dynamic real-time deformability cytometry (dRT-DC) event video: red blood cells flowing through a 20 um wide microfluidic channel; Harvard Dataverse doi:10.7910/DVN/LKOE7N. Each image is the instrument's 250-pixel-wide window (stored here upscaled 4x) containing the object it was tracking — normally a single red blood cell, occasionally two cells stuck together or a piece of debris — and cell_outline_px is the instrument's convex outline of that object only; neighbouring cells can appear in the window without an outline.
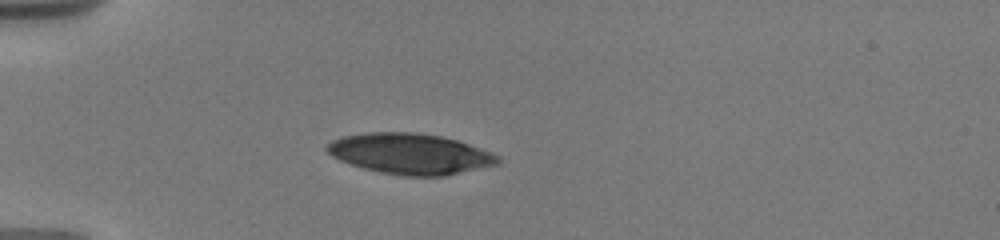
{"species": "human", "species_latin": "Homo sapiens", "temperature_condition": "warm", "stored_images_in_passage": 11, "camera_frame_rate_fps": 3000, "um_per_image_px": 0.085, "donor": {"sex": "male"}, "frame": {"image": 1, "passage_image": 5, "time_ms": 1.667, "image_size_px": [1000, 240], "cell_outline_px": [[500, 160], [496, 164], [444, 176], [404, 176], [380, 172], [364, 168], [340, 160], [332, 156], [324, 148], [332, 140], [344, 136], [368, 132], [416, 132], [440, 136], [456, 140], [480, 148], [500, 156]], "centroid_in_image_um": [34.84, 13.07], "position_along_channel_um": 50.2, "area_um2": 40.17}}
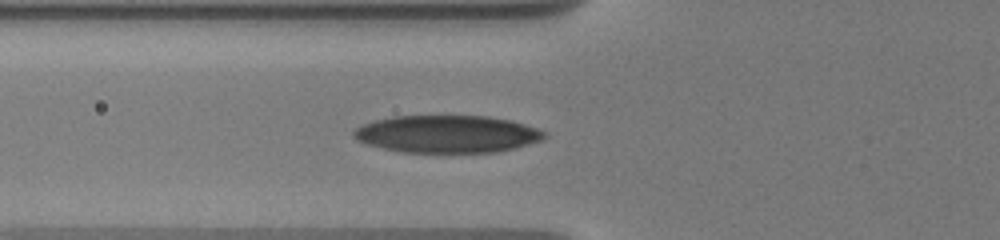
{"frame": {"image": 2, "passage_image": 8, "time_ms": 3.333, "image_size_px": [1000, 240], "cell_outline_px": [[548, 136], [544, 140], [516, 148], [496, 152], [404, 152], [384, 148], [368, 144], [356, 140], [352, 136], [352, 132], [356, 128], [372, 120], [392, 116], [488, 116], [508, 120], [524, 124], [548, 132]], "centroid_in_image_um": [38.03, 11.39], "position_along_channel_um": 87.8, "area_um2": 41.73}}
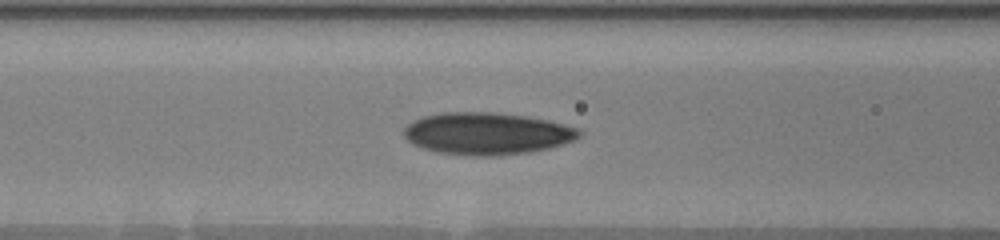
{"frame": {"image": 3, "passage_image": 10, "time_ms": 4.333, "image_size_px": [1000, 240], "cell_outline_px": [[580, 136], [576, 140], [548, 148], [528, 152], [492, 156], [472, 156], [440, 152], [424, 148], [412, 144], [404, 136], [404, 128], [412, 120], [424, 116], [444, 112], [492, 112], [524, 116], [548, 120], [576, 128], [580, 132]], "centroid_in_image_um": [41.37, 11.35], "position_along_channel_um": 125.2, "area_um2": 42.71}}